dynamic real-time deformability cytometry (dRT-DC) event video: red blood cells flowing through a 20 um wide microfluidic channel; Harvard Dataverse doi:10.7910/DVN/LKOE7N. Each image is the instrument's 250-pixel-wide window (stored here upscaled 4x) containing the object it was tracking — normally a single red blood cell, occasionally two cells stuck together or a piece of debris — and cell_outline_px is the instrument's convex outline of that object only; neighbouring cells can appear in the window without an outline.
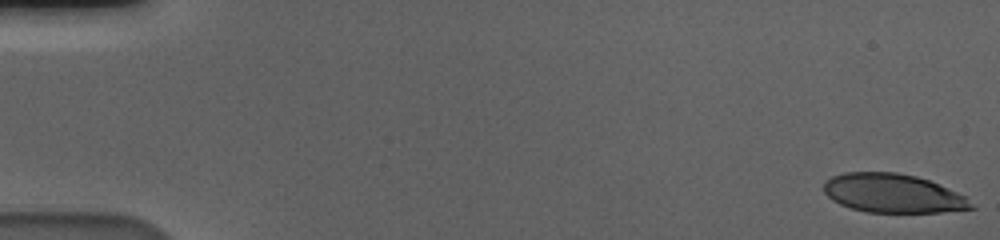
{"species": "human", "species_latin": "Homo sapiens", "temperature_condition": "cold", "stored_images_in_passage": 58, "camera_frame_rate_fps": 3000, "um_per_image_px": 0.085, "donor": {"sex": "male"}, "frame": {"image": 1, "passage_image": 1, "time_ms": 0.0, "image_size_px": [1000, 240], "cell_outline_px": [[976, 208], [940, 212], [868, 212], [852, 208], [840, 204], [832, 200], [824, 192], [824, 184], [832, 176], [844, 172], [896, 172], [916, 176], [928, 180], [956, 192], [964, 196]], "centroid_in_image_um": [75.87, 16.43], "position_along_channel_um": 9.1, "area_um2": 33.0}}
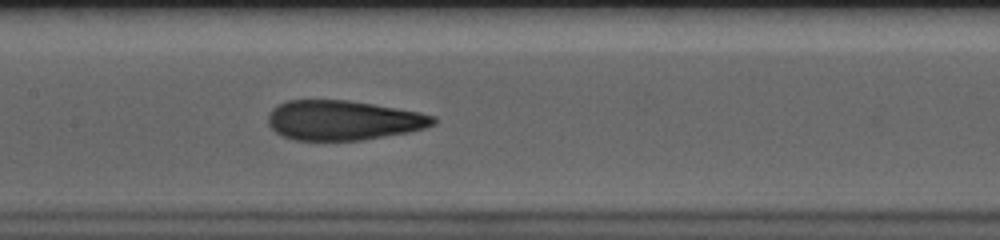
{"frame": {"image": 2, "passage_image": 29, "time_ms": 9.333, "image_size_px": [1000, 240], "cell_outline_px": [[436, 124], [424, 128], [408, 132], [360, 140], [296, 140], [284, 136], [276, 132], [268, 124], [268, 112], [272, 108], [288, 100], [348, 100], [420, 112], [436, 116]], "centroid_in_image_um": [29.17, 10.22], "position_along_channel_um": 178.2, "area_um2": 38.09}}
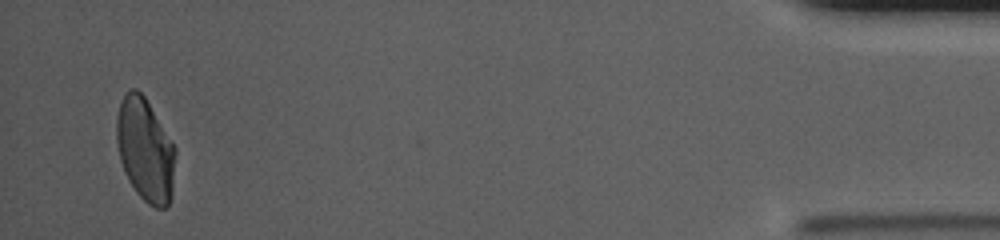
{"frame": {"image": 3, "passage_image": 56, "time_ms": 18.333, "image_size_px": [1000, 240], "cell_outline_px": [[176, 152], [172, 196], [168, 204], [164, 208], [156, 208], [148, 204], [136, 192], [128, 180], [124, 172], [120, 160], [116, 140], [116, 116], [120, 100], [128, 88], [136, 88], [144, 96], [176, 148]], "centroid_in_image_um": [12.33, 12.73], "position_along_channel_um": 422.9, "area_um2": 35.66}, "authors_computed_cell_mechanics": {"area_um2": 37.8879, "velocity_mm_per_s": 3.5804, "shape_relaxation_time_tau1_ms": 7.8366, "shape_relaxation_time_tau2_ms": 1.1416, "deformation_change_tau1": 0.2426, "deformation_change_tau2": 0.0742}}